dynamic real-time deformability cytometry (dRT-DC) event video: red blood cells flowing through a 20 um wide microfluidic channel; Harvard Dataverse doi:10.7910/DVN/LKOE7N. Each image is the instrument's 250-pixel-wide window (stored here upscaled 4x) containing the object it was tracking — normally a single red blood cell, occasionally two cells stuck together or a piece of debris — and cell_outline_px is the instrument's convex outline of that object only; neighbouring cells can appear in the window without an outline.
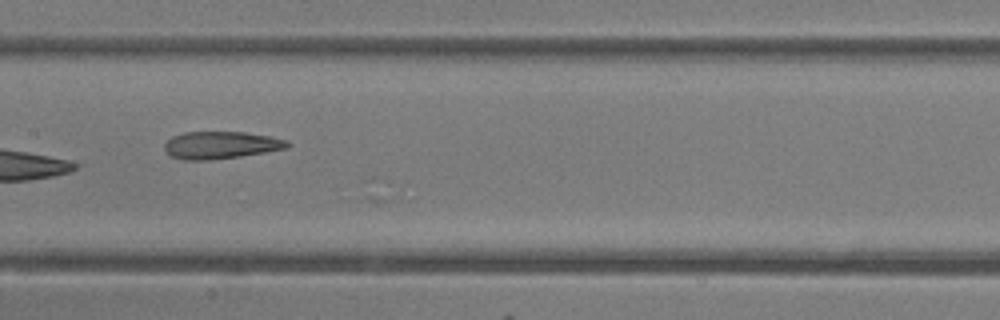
{"species": "common noctule bat (a hibernating species)", "species_latin": "Nyctalus noctula", "temperature_condition": "room temperature", "stored_images_in_passage": 21, "camera_frame_rate_fps": 3000, "um_per_image_px": 0.085, "animal": {"sex": "female"}, "frame": {"image": 1, "passage_image": 17, "time_ms": 5.333, "image_size_px": [1000, 320], "cell_outline_px": [[292, 144], [288, 148], [240, 156], [208, 160], [184, 160], [172, 156], [164, 148], [164, 144], [172, 136], [184, 132], [244, 132], [272, 136], [288, 140]], "centroid_in_image_um": [18.81, 12.32], "position_along_channel_um": 188.6, "area_um2": 19.59}}